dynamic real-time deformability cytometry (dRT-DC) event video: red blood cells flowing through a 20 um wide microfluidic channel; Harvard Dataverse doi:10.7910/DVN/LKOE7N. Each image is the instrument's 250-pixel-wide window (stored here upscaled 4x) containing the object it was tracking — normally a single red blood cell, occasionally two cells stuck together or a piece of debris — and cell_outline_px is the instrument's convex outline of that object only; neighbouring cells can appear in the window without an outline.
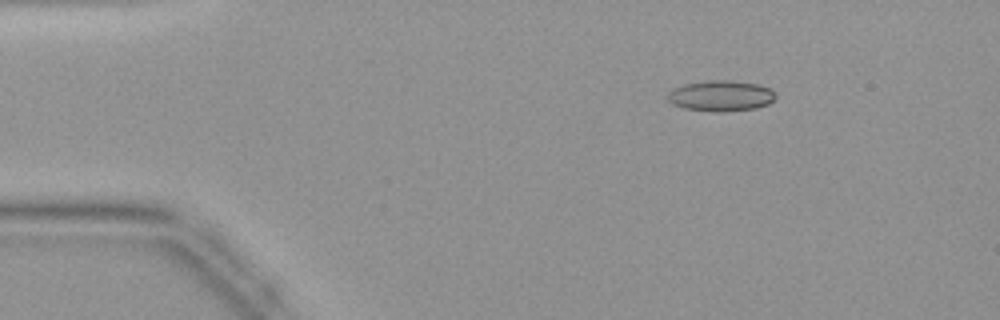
{"species": "common noctule bat (a hibernating species)", "species_latin": "Nyctalus noctula", "temperature_condition": "warm", "stored_images_in_passage": 44, "camera_frame_rate_fps": 3000, "um_per_image_px": 0.085, "animal": {"sex": "female", "body_mass_g": 19.9}, "frame": {"image": 1, "passage_image": 7, "time_ms": 2.0, "image_size_px": [1000, 320], "cell_outline_px": [[776, 96], [768, 104], [756, 108], [684, 108], [672, 104], [668, 100], [668, 92], [672, 88], [684, 84], [708, 80], [728, 80], [760, 84], [776, 92]], "centroid_in_image_um": [61.27, 8.07], "position_along_channel_um": 23.7, "area_um2": 18.32}}
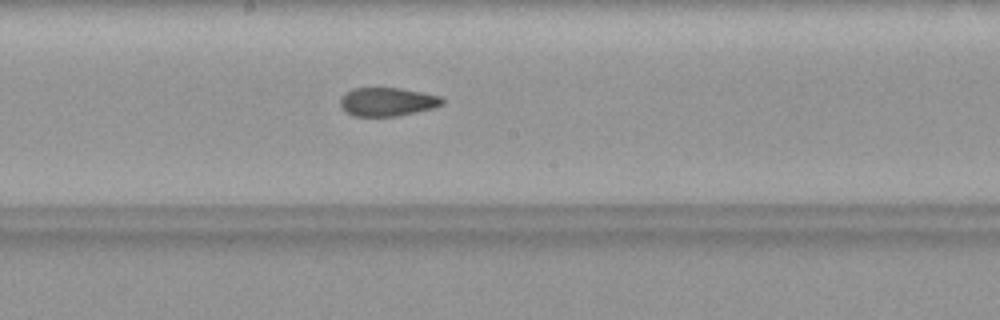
{"frame": {"image": 2, "passage_image": 24, "time_ms": 7.667, "image_size_px": [1000, 320], "cell_outline_px": [[444, 104], [432, 108], [416, 112], [396, 116], [352, 116], [340, 104], [340, 96], [352, 88], [400, 88], [440, 96], [444, 100]], "centroid_in_image_um": [32.91, 8.65], "position_along_channel_um": 215.3, "area_um2": 16.88}}
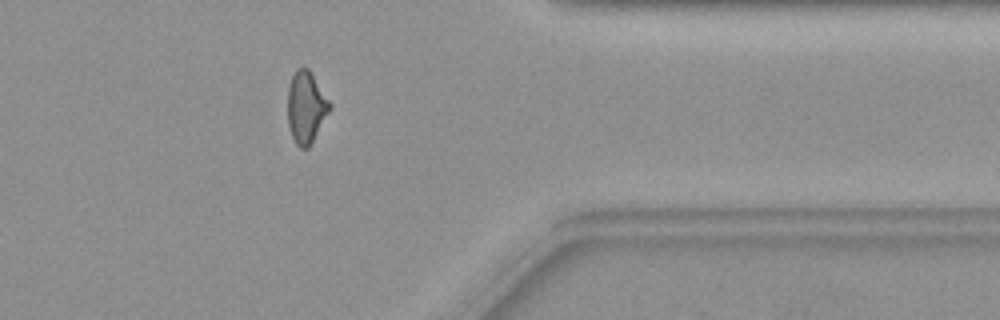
{"frame": {"image": 3, "passage_image": 36, "time_ms": 11.667, "image_size_px": [1000, 320], "cell_outline_px": [[332, 108], [308, 148], [300, 148], [296, 144], [288, 128], [288, 88], [292, 76], [296, 68], [304, 64], [312, 72], [332, 104]], "centroid_in_image_um": [26.03, 9.06], "position_along_channel_um": 385.4, "area_um2": 17.92}}